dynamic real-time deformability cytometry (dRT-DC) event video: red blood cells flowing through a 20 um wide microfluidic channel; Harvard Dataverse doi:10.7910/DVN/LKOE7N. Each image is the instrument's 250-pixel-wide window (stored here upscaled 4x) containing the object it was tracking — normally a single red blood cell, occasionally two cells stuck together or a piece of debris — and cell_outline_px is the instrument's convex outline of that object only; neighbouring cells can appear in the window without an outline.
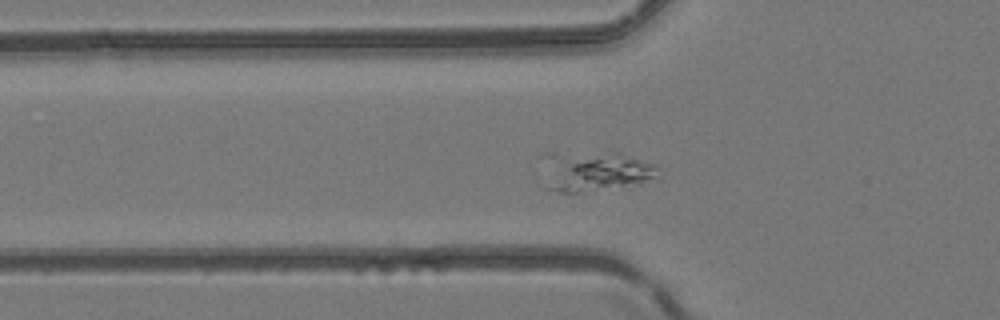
{"species": "common noctule bat (a hibernating species)", "species_latin": "Nyctalus noctula", "temperature_condition": "room temperature", "stored_images_in_passage": 43, "segment_of_instrument_passage": [2, 2], "camera_frame_rate_fps": 3000, "um_per_image_px": 0.085, "animal": {"sex": "female", "body_mass_g": 24.6, "forearm_length_mm": 56.2}, "frame": {"image": 1, "passage_image": 12, "time_ms": 3.667, "image_size_px": [1000, 320], "cell_outline_px": [[660, 180], [640, 184], [576, 192], [560, 192], [544, 188], [544, 184], [572, 164], [616, 152], [620, 152], [656, 164]], "centroid_in_image_um": [51.36, 14.78], "position_along_channel_um": 74.4, "area_um2": 21.5}}
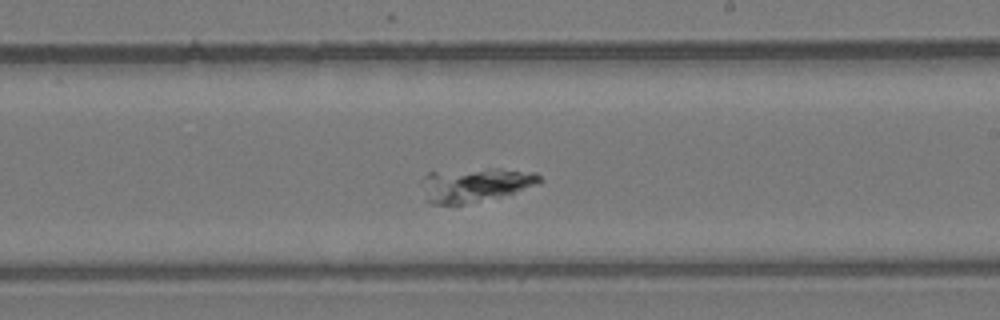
{"frame": {"image": 2, "passage_image": 24, "time_ms": 7.667, "image_size_px": [1000, 320], "cell_outline_px": [[544, 180], [540, 184], [512, 192], [496, 196], [460, 204], [428, 204], [424, 200], [424, 176], [428, 172], [492, 168], [500, 168], [536, 172]], "centroid_in_image_um": [40.39, 15.68], "position_along_channel_um": 248.6, "area_um2": 23.0}}
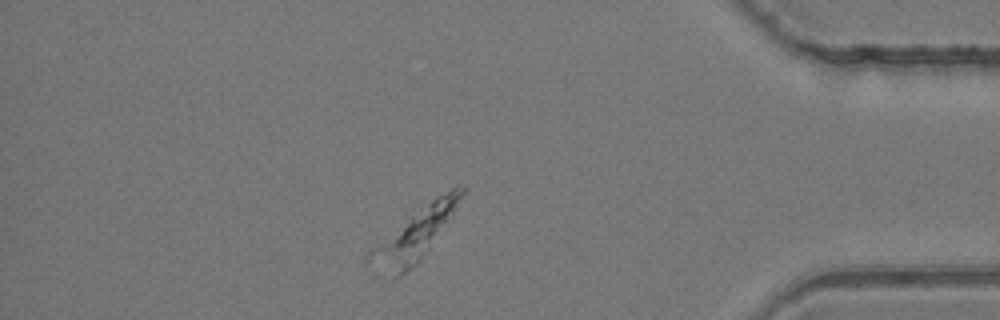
{"frame": {"image": 3, "passage_image": 37, "time_ms": 12.0, "image_size_px": [1000, 320], "cell_outline_px": [[468, 188], [452, 220], [420, 260], [412, 268], [400, 276], [396, 276], [364, 264], [364, 256], [372, 248], [436, 196], [452, 188]], "centroid_in_image_um": [35.3, 19.96], "position_along_channel_um": 399.9, "area_um2": 27.17}}